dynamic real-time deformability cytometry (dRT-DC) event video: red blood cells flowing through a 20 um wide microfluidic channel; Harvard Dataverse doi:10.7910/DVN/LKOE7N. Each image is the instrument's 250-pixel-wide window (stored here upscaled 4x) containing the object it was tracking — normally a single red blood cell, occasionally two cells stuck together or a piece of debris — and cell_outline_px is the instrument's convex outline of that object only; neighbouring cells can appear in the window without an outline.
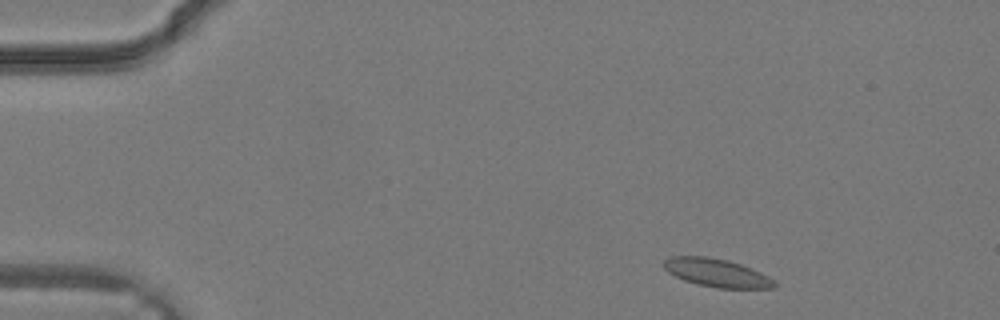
{"species": "common noctule bat (a hibernating species)", "species_latin": "Nyctalus noctula", "temperature_condition": "warm", "stored_images_in_passage": 10, "camera_frame_rate_fps": 3000, "um_per_image_px": 0.085, "animal": {"sex": "male", "body_mass_g": 19.2, "forearm_length_mm": 51.8}, "frame": {"image": 1, "passage_image": 2, "time_ms": 0.333, "image_size_px": [1000, 320], "cell_outline_px": [[776, 288], [716, 288], [696, 284], [684, 280], [668, 272], [664, 268], [664, 260], [668, 256], [708, 256], [728, 260], [740, 264], [760, 272], [768, 276], [776, 284]], "centroid_in_image_um": [60.89, 23.18], "position_along_channel_um": 24.1, "area_um2": 18.15}}
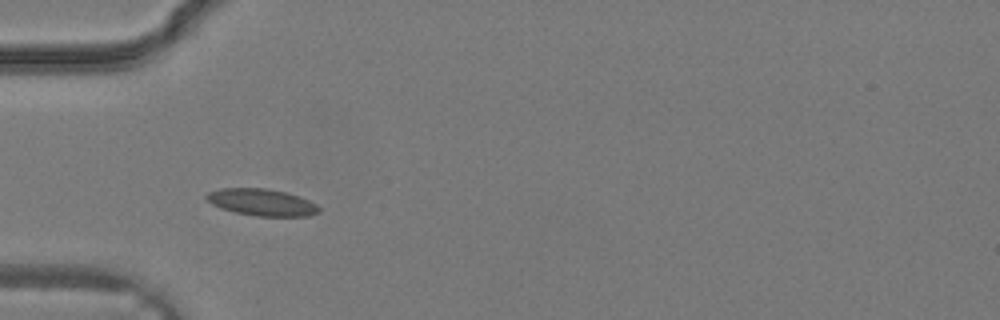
{"frame": {"image": 2, "passage_image": 8, "time_ms": 2.333, "image_size_px": [1000, 320], "cell_outline_px": [[320, 212], [308, 216], [256, 216], [236, 212], [220, 208], [212, 204], [204, 196], [208, 192], [220, 188], [268, 188], [284, 192], [308, 200], [316, 204], [320, 208]], "centroid_in_image_um": [22.23, 17.19], "position_along_channel_um": 62.8, "area_um2": 17.51}}
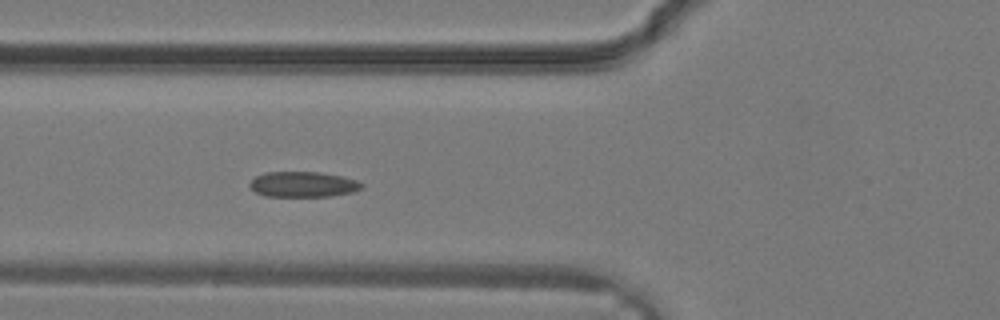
{"frame": {"image": 3, "passage_image": 10, "time_ms": 3.0, "image_size_px": [1000, 320], "cell_outline_px": [[364, 188], [352, 192], [328, 196], [264, 196], [256, 192], [248, 184], [256, 176], [264, 172], [320, 172], [340, 176], [356, 180], [364, 184]], "centroid_in_image_um": [25.76, 15.67], "position_along_channel_um": 100.0, "area_um2": 16.53}}